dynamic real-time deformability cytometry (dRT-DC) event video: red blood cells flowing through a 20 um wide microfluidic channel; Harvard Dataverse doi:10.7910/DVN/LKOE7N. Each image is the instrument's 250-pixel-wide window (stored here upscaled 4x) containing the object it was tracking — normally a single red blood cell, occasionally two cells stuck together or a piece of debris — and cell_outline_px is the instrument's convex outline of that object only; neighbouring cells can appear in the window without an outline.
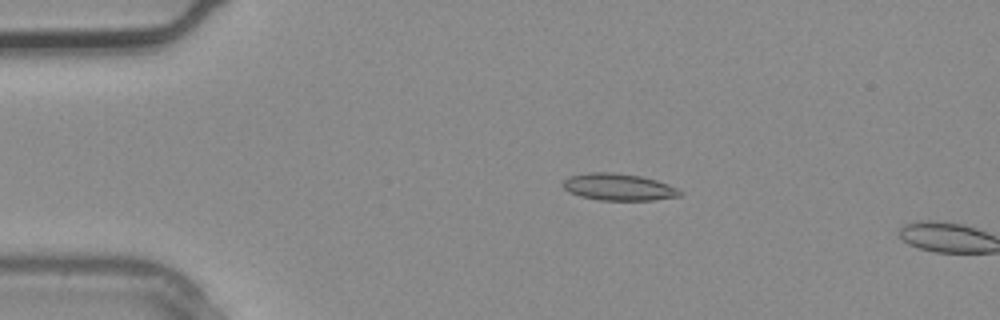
{"species": "common noctule bat (a hibernating species)", "species_latin": "Nyctalus noctula", "temperature_condition": "warm", "stored_images_in_passage": 3, "segment_of_instrument_passage": [1, 2], "camera_frame_rate_fps": 3000, "um_per_image_px": 0.085, "animal": {"sex": "male", "body_mass_g": 20.4}, "frame": {"image": 1, "passage_image": 2, "time_ms": 0.333, "image_size_px": [1000, 320], "cell_outline_px": [[684, 192], [680, 196], [652, 200], [600, 200], [580, 196], [568, 192], [560, 184], [568, 176], [588, 172], [612, 172], [640, 176], [656, 180], [668, 184]], "centroid_in_image_um": [52.54, 15.89], "position_along_channel_um": 32.5, "area_um2": 18.44}}